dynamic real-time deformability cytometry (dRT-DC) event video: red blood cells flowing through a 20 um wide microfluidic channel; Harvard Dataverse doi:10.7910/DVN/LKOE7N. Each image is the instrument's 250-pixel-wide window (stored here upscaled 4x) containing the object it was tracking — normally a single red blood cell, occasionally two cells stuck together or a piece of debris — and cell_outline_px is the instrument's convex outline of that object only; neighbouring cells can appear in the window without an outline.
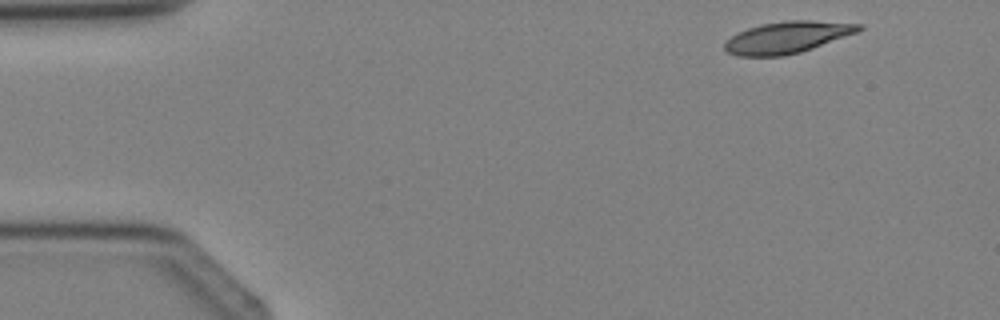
{"species": "Egyptian fruit bat (a non-hibernating species)", "species_latin": "Rousettus aegyptiacus", "temperature_condition": "cold", "stored_images_in_passage": 3, "camera_frame_rate_fps": 3000, "um_per_image_px": 0.085, "animal": {"sex": "female"}, "frame": {"image": 1, "passage_image": 1, "time_ms": 0.0, "image_size_px": [1000, 320], "cell_outline_px": [[864, 28], [856, 32], [812, 48], [800, 52], [784, 56], [740, 56], [728, 52], [724, 48], [724, 44], [732, 36], [748, 28], [764, 24], [788, 20], [812, 20], [864, 24]], "centroid_in_image_um": [66.94, 3.17], "position_along_channel_um": 18.1, "area_um2": 24.39}}
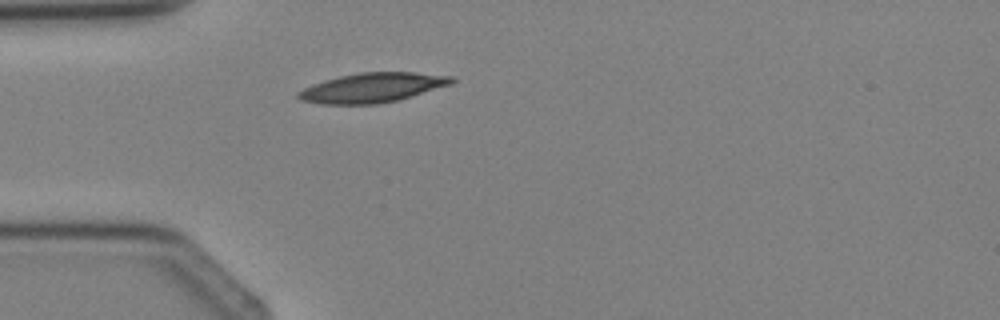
{"frame": {"image": 2, "passage_image": 3, "time_ms": 2.333, "image_size_px": [1000, 320], "cell_outline_px": [[456, 80], [452, 84], [412, 96], [396, 100], [376, 104], [320, 104], [300, 100], [296, 96], [296, 92], [312, 84], [324, 80], [340, 76], [360, 72], [412, 72], [452, 76]], "centroid_in_image_um": [31.63, 7.45], "position_along_channel_um": 53.4, "area_um2": 26.41}}